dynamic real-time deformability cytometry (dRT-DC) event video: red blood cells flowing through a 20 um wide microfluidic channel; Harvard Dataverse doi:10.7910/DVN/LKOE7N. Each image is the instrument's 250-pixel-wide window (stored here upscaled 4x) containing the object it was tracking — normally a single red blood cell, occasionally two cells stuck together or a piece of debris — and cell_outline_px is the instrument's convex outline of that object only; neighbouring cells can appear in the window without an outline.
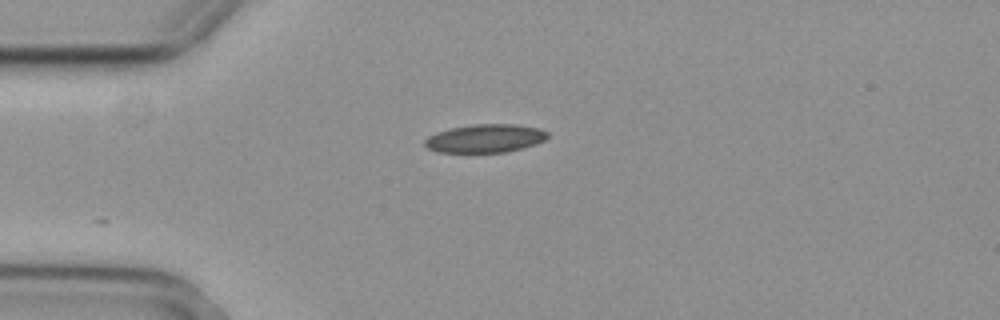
{"species": "common noctule bat (a hibernating species)", "species_latin": "Nyctalus noctula", "temperature_condition": "cold", "stored_images_in_passage": 7, "camera_frame_rate_fps": 3000, "um_per_image_px": 0.085, "animal": {"sex": "female", "body_mass_g": 29.2, "forearm_length_mm": 56.3}, "frame": {"image": 1, "passage_image": 1, "time_ms": 0.0, "image_size_px": [1000, 320], "cell_outline_px": [[548, 136], [544, 140], [536, 144], [504, 152], [436, 152], [428, 148], [424, 144], [424, 140], [428, 136], [436, 132], [452, 128], [472, 124], [516, 124], [540, 128], [548, 132]], "centroid_in_image_um": [41.23, 11.75], "position_along_channel_um": 43.8, "area_um2": 20.23}}
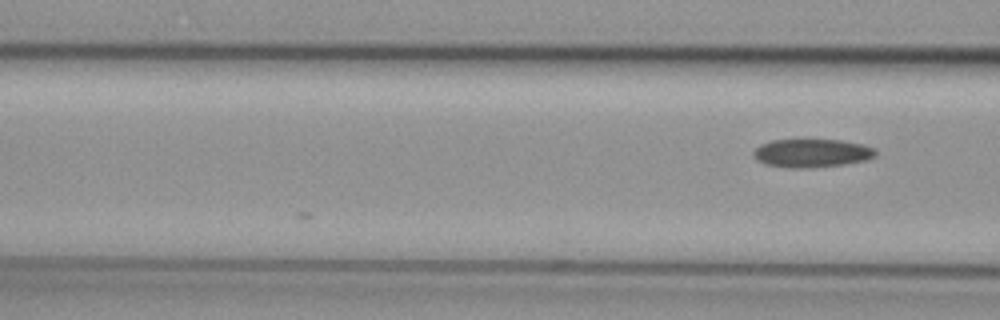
{"frame": {"image": 2, "passage_image": 7, "time_ms": 2.0, "image_size_px": [1000, 320], "cell_outline_px": [[876, 156], [864, 160], [844, 164], [804, 168], [792, 168], [768, 164], [756, 160], [752, 156], [752, 152], [760, 144], [772, 140], [840, 140], [864, 144], [876, 148]], "centroid_in_image_um": [69.0, 13.0], "position_along_channel_um": 97.6, "area_um2": 20.11}}